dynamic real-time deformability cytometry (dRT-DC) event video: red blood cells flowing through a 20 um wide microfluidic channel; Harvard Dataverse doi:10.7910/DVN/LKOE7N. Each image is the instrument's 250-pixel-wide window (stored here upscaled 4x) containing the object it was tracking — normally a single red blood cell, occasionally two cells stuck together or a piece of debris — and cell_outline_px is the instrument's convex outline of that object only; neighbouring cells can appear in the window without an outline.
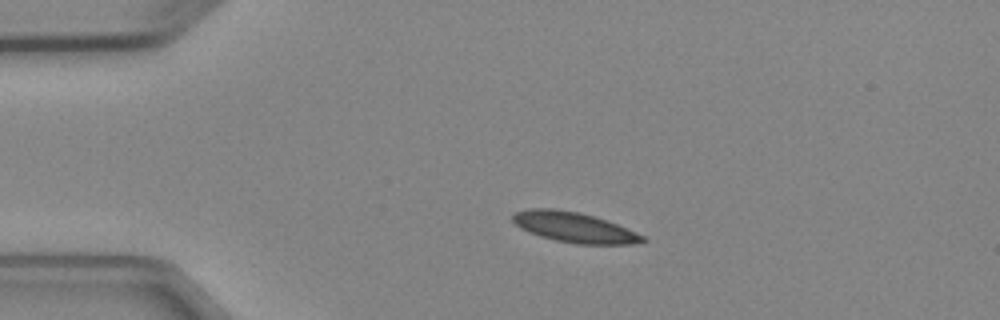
{"species": "Egyptian fruit bat (a non-hibernating species)", "species_latin": "Rousettus aegyptiacus", "temperature_condition": "cold", "stored_images_in_passage": 4, "camera_frame_rate_fps": 3000, "um_per_image_px": 0.085, "animal": {"sex": "female"}, "frame": {"image": 1, "passage_image": 3, "time_ms": 2.333, "image_size_px": [1000, 320], "cell_outline_px": [[648, 240], [632, 244], [576, 244], [556, 240], [540, 236], [528, 232], [520, 228], [512, 220], [512, 216], [516, 212], [528, 208], [552, 208], [580, 212], [616, 224], [636, 232], [644, 236]], "centroid_in_image_um": [48.78, 19.32], "position_along_channel_um": 36.2, "area_um2": 22.72}}